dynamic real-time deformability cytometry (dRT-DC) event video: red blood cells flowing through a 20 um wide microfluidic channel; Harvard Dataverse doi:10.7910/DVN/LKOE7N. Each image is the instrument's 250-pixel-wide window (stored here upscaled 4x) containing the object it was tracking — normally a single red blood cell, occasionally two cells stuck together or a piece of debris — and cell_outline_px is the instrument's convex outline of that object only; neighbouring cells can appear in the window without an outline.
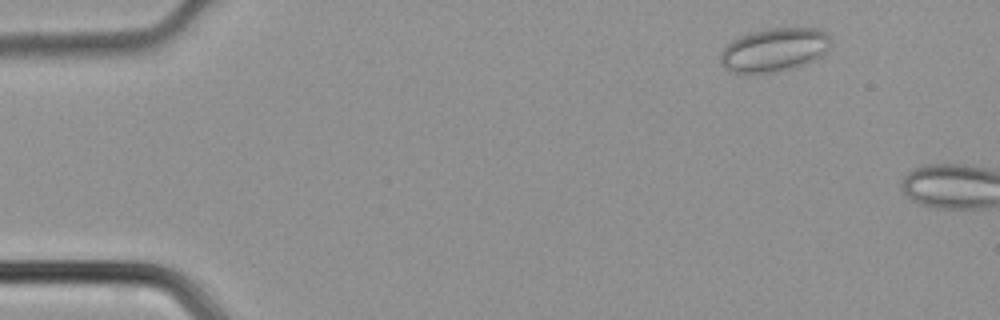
{"species": "common noctule bat (a hibernating species)", "species_latin": "Nyctalus noctula", "temperature_condition": "cold", "stored_images_in_passage": 5, "camera_frame_rate_fps": 3000, "um_per_image_px": 0.085, "animal": {"sex": "male", "body_mass_g": 21.5, "forearm_length_mm": 52.0}, "frame": {"image": 1, "passage_image": 3, "time_ms": 0.667, "image_size_px": [1000, 320], "cell_outline_px": [[832, 44], [816, 60], [808, 64], [776, 72], [732, 72], [724, 68], [720, 64], [720, 52], [732, 40], [748, 32], [768, 28], [816, 28], [832, 36]], "centroid_in_image_um": [65.83, 4.22], "position_along_channel_um": 19.2, "area_um2": 28.26}}